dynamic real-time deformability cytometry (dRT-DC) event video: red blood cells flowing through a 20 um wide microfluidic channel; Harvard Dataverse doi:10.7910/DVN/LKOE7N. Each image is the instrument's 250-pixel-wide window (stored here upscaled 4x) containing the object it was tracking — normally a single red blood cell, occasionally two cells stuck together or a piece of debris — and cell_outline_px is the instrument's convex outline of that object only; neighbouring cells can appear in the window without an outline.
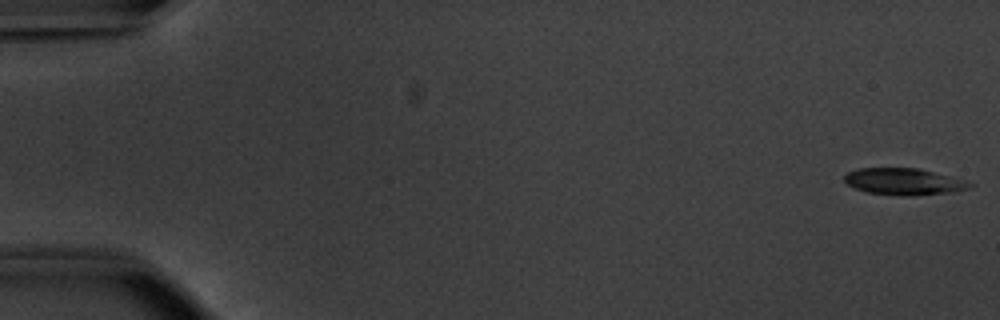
{"species": "common noctule bat (a hibernating species)", "species_latin": "Nyctalus noctula", "temperature_condition": "warm", "stored_images_in_passage": 53, "camera_frame_rate_fps": 3000, "um_per_image_px": 0.085, "animal": {"sex": "male", "body_mass_g": 20.1, "forearm_length_mm": 53.5}, "frame": {"image": 1, "passage_image": 1, "time_ms": 0.0, "image_size_px": [1000, 320], "cell_outline_px": [[976, 184], [968, 188], [956, 192], [912, 196], [900, 196], [868, 192], [856, 188], [848, 184], [844, 180], [844, 176], [848, 172], [856, 168], [920, 168], [964, 180]], "centroid_in_image_um": [76.86, 15.44], "position_along_channel_um": 8.1, "area_um2": 19.59}}
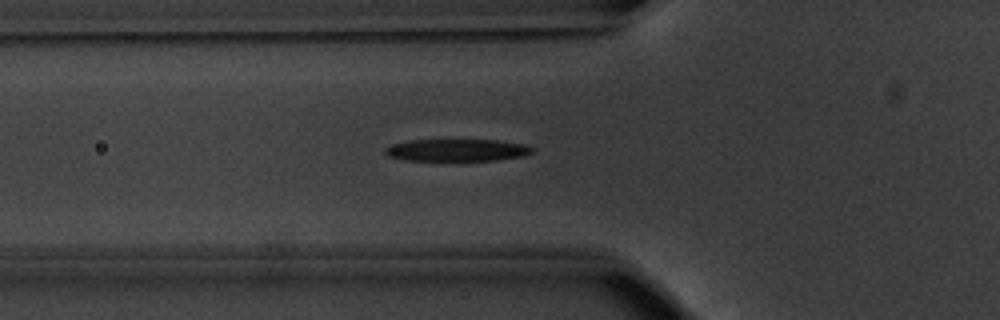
{"frame": {"image": 2, "passage_image": 19, "time_ms": 6.0, "image_size_px": [1000, 320], "cell_outline_px": [[536, 148], [532, 152], [524, 156], [496, 160], [456, 164], [404, 160], [388, 156], [384, 152], [384, 148], [396, 144], [412, 140], [496, 140], [524, 144]], "centroid_in_image_um": [38.85, 12.82], "position_along_channel_um": 86.9, "area_um2": 20.17}}
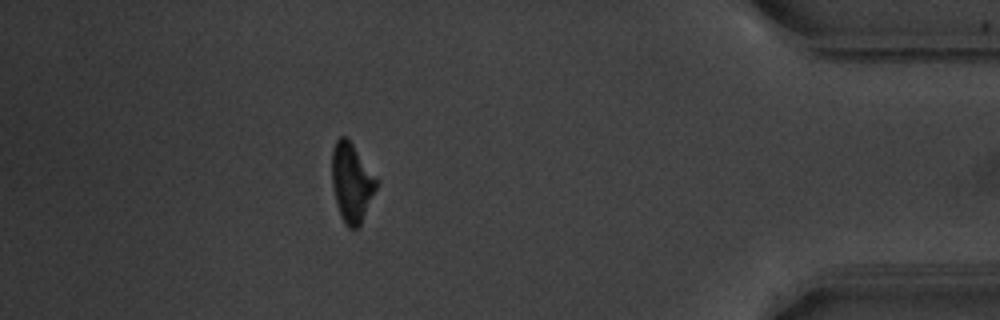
{"frame": {"image": 3, "passage_image": 47, "time_ms": 15.333, "image_size_px": [1000, 320], "cell_outline_px": [[380, 184], [360, 224], [356, 228], [348, 228], [344, 224], [340, 216], [336, 204], [332, 184], [332, 148], [336, 140], [340, 136], [348, 136], [380, 180]], "centroid_in_image_um": [29.92, 15.48], "position_along_channel_um": 405.3, "area_um2": 21.21}, "authors_computed_cell_mechanics": {"area_um2": 20.5768, "velocity_mm_per_s": 3.8588, "shape_relaxation_time_tau1_ms": 2.8931, "shape_relaxation_time_tau2_ms": null, "deformation_change_tau1": 0.1536, "deformation_change_tau2": null}}